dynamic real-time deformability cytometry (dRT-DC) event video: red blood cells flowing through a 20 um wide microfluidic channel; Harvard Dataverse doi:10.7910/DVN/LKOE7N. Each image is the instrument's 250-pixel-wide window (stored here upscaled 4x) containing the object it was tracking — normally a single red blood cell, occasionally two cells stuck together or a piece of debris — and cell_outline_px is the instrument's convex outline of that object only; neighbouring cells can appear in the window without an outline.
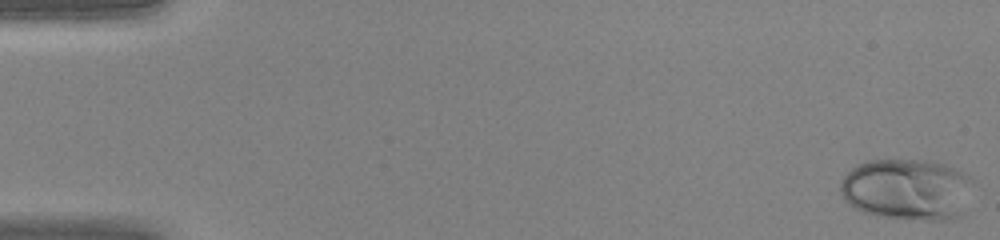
{"species": "human", "species_latin": "Homo sapiens", "temperature_condition": "warm", "stored_images_in_passage": 45, "camera_frame_rate_fps": 3000, "um_per_image_px": 0.085, "donor": {"sex": "female"}, "frame": {"image": 1, "passage_image": 1, "time_ms": 0.0, "image_size_px": [1000, 240], "cell_outline_px": [[972, 180], [960, 216], [944, 220], [924, 220], [876, 216], [852, 208], [844, 200], [840, 192], [840, 180], [856, 164], [868, 160], [928, 160], [944, 164], [956, 168], [964, 172]], "centroid_in_image_um": [77.03, 16.09], "position_along_channel_um": 8.0, "area_um2": 47.57}}
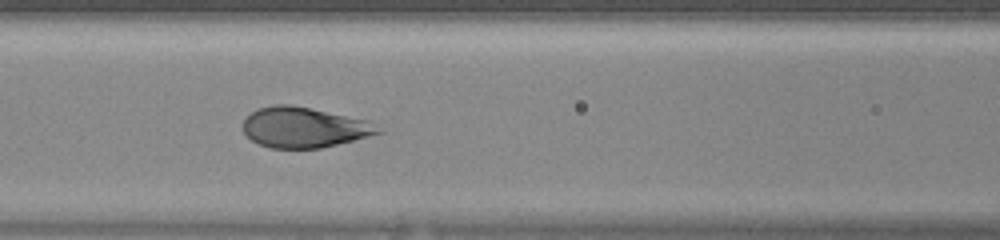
{"frame": {"image": 2, "passage_image": 20, "time_ms": 6.333, "image_size_px": [1000, 240], "cell_outline_px": [[384, 132], [320, 148], [272, 148], [260, 144], [252, 140], [244, 132], [240, 124], [252, 112], [260, 108], [272, 104], [288, 104], [368, 120]], "centroid_in_image_um": [25.8, 10.83], "position_along_channel_um": 140.8, "area_um2": 31.39}}
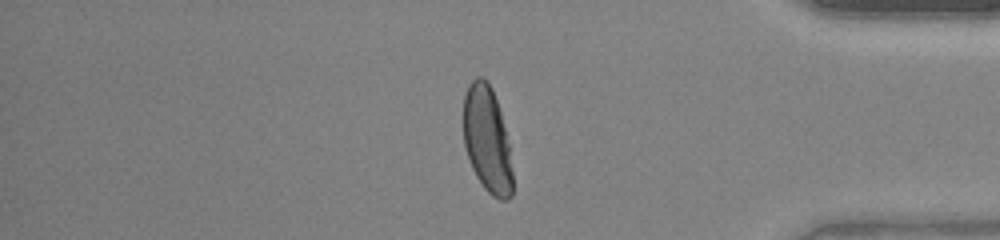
{"frame": {"image": 3, "passage_image": 38, "time_ms": 12.333, "image_size_px": [1000, 240], "cell_outline_px": [[512, 196], [508, 200], [500, 200], [492, 196], [484, 188], [476, 176], [472, 168], [464, 144], [464, 96], [468, 84], [476, 76], [480, 76], [488, 80], [492, 88], [500, 112], [508, 144], [512, 172]], "centroid_in_image_um": [41.39, 11.86], "position_along_channel_um": 393.8, "area_um2": 30.23}}